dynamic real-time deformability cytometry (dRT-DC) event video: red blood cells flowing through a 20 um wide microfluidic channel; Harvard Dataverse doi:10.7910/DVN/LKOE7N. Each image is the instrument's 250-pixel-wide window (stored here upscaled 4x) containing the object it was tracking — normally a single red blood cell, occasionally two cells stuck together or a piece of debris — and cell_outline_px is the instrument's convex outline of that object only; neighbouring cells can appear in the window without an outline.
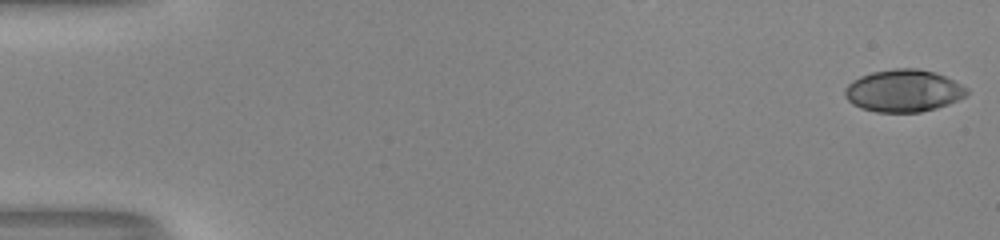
{"species": "human", "species_latin": "Homo sapiens", "temperature_condition": "room temperature", "stored_images_in_passage": 52, "camera_frame_rate_fps": 3000, "um_per_image_px": 0.085, "donor": {"sex": "male"}, "frame": {"image": 1, "passage_image": 1, "time_ms": 0.0, "image_size_px": [1000, 240], "cell_outline_px": [[968, 92], [964, 96], [948, 104], [936, 108], [920, 112], [876, 112], [860, 108], [852, 104], [844, 96], [844, 88], [852, 80], [860, 76], [872, 72], [896, 68], [916, 68], [936, 72], [968, 88]], "centroid_in_image_um": [76.75, 7.71], "position_along_channel_um": 8.2, "area_um2": 30.06}}
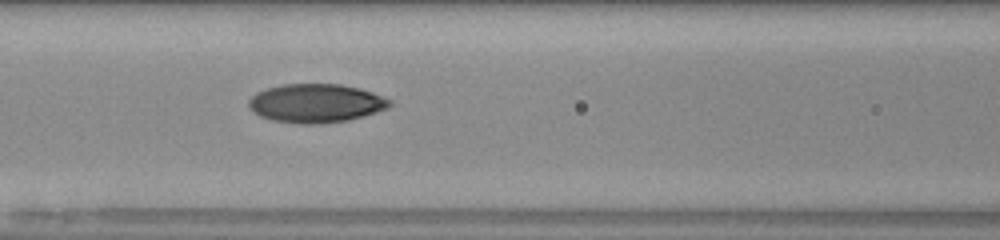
{"frame": {"image": 2, "passage_image": 24, "time_ms": 7.667, "image_size_px": [1000, 240], "cell_outline_px": [[392, 104], [388, 108], [364, 116], [348, 120], [320, 124], [300, 124], [272, 120], [260, 116], [252, 112], [248, 108], [248, 100], [256, 92], [268, 88], [284, 84], [340, 84], [360, 88], [372, 92], [392, 100]], "centroid_in_image_um": [26.84, 8.78], "position_along_channel_um": 139.8, "area_um2": 32.02}}
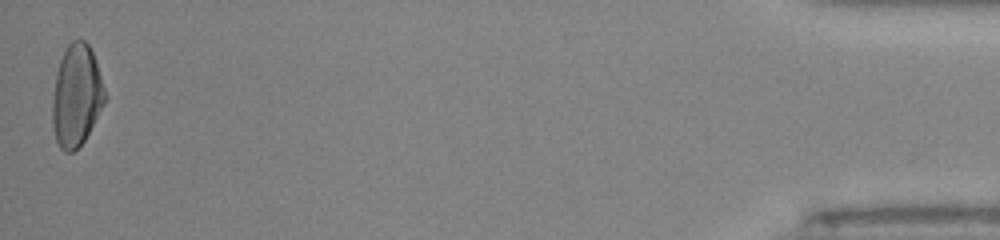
{"frame": {"image": 3, "passage_image": 52, "time_ms": 17.0, "image_size_px": [1000, 240], "cell_outline_px": [[104, 104], [84, 140], [72, 152], [64, 152], [60, 148], [56, 140], [52, 124], [52, 96], [56, 72], [60, 60], [68, 44], [72, 40], [84, 40], [88, 44], [92, 52], [104, 88]], "centroid_in_image_um": [6.46, 8.13], "position_along_channel_um": 428.7, "area_um2": 30.69}, "authors_computed_cell_mechanics": {"area_um2": 30.5184, "velocity_mm_per_s": 4.1066, "shape_relaxation_time_tau1_ms": 6.5162, "shape_relaxation_time_tau2_ms": 1.8362, "deformation_change_tau1": 0.227, "deformation_change_tau2": 0.0535}}